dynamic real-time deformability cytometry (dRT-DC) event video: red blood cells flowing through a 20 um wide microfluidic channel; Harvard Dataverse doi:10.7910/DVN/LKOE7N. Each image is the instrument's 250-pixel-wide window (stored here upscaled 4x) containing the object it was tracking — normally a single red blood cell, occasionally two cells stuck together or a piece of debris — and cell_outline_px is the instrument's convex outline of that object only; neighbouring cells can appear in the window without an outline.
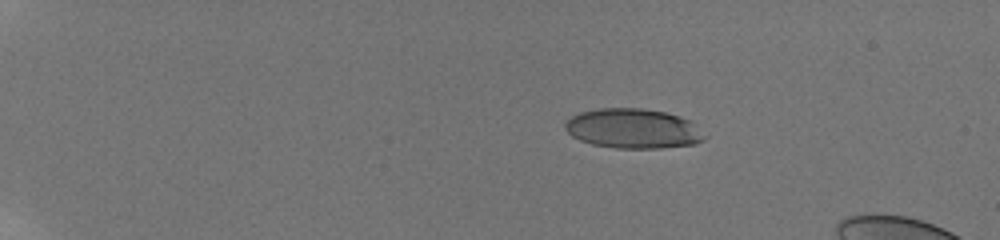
{"species": "human", "species_latin": "Homo sapiens", "temperature_condition": "room temperature", "stored_images_in_passage": 12, "camera_frame_rate_fps": 3000, "um_per_image_px": 0.085, "donor": {"sex": "male"}, "frame": {"image": 1, "passage_image": 6, "time_ms": 3.667, "image_size_px": [1000, 240], "cell_outline_px": [[708, 136], [704, 140], [696, 144], [660, 148], [612, 148], [592, 144], [580, 140], [572, 136], [564, 128], [564, 124], [572, 116], [580, 112], [600, 108], [644, 108], [664, 112], [680, 116], [692, 120]], "centroid_in_image_um": [53.86, 10.93], "position_along_channel_um": 31.1, "area_um2": 32.66}}